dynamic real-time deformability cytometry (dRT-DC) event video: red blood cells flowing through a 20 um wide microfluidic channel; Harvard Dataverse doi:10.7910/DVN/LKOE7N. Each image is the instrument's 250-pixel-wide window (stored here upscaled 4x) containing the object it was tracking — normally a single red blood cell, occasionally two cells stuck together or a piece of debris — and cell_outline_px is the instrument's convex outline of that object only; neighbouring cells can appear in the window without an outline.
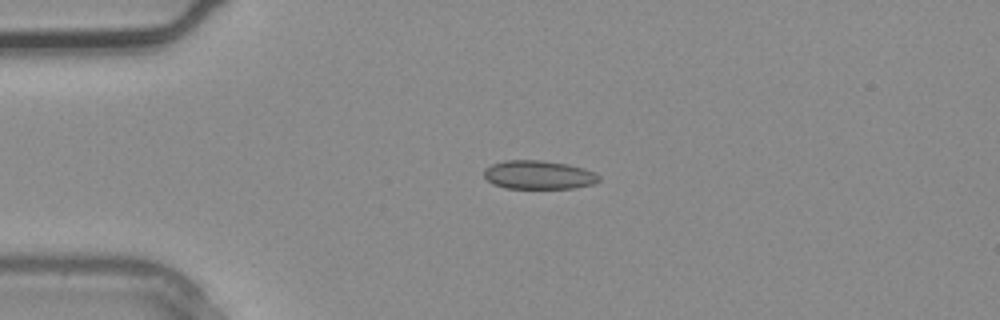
{"species": "common noctule bat (a hibernating species)", "species_latin": "Nyctalus noctula", "temperature_condition": "warm", "stored_images_in_passage": 3, "camera_frame_rate_fps": 3000, "um_per_image_px": 0.085, "animal": {"sex": "male", "body_mass_g": 20.4}, "frame": {"image": 1, "passage_image": 3, "time_ms": 0.667, "image_size_px": [1000, 320], "cell_outline_px": [[600, 180], [592, 184], [572, 188], [504, 188], [492, 184], [484, 176], [484, 168], [492, 164], [504, 160], [540, 160], [568, 164], [584, 168], [600, 176]], "centroid_in_image_um": [45.75, 14.86], "position_along_channel_um": 39.3, "area_um2": 19.19}}